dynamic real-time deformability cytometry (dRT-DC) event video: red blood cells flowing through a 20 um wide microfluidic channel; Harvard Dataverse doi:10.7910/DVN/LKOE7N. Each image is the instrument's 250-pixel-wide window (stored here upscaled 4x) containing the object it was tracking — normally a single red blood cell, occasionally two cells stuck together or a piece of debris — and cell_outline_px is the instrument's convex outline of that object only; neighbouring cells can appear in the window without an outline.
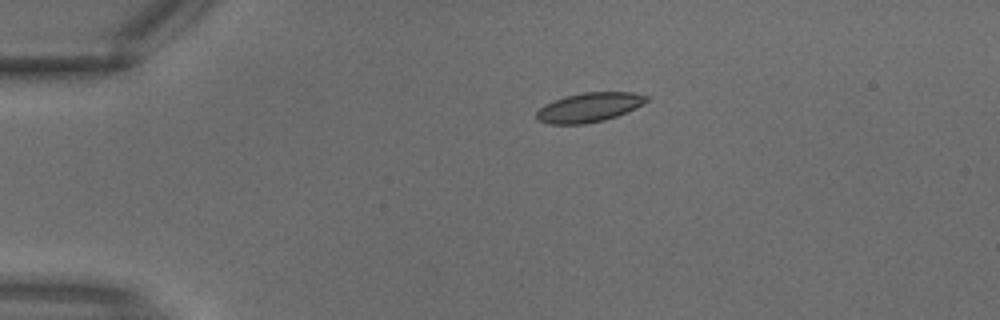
{"species": "common noctule bat (a hibernating species)", "species_latin": "Nyctalus noctula", "temperature_condition": "warm", "stored_images_in_passage": 3, "camera_frame_rate_fps": 3000, "um_per_image_px": 0.085, "animal": {"sex": "male", "body_mass_g": 18.8}, "frame": {"image": 1, "passage_image": 2, "time_ms": 0.333, "image_size_px": [1000, 320], "cell_outline_px": [[652, 96], [644, 104], [636, 108], [616, 116], [604, 120], [584, 124], [548, 124], [536, 120], [536, 112], [544, 104], [552, 100], [564, 96], [580, 92], [632, 92]], "centroid_in_image_um": [50.07, 9.11], "position_along_channel_um": 34.9, "area_um2": 19.13}}
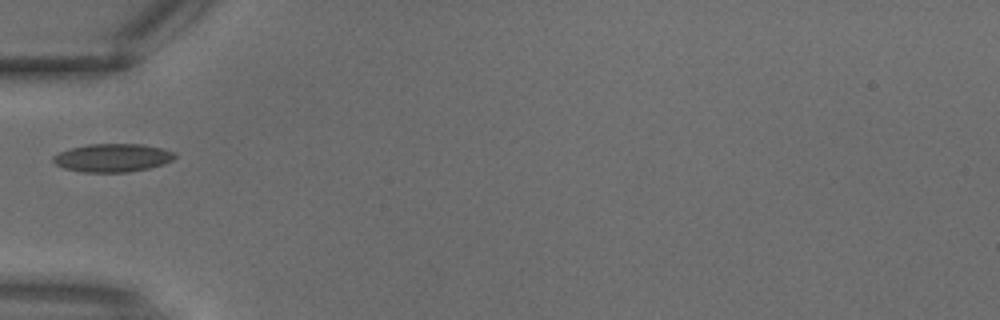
{"frame": {"image": 2, "passage_image": 3, "time_ms": 0.667, "image_size_px": [1000, 320], "cell_outline_px": [[176, 156], [172, 160], [164, 164], [148, 168], [128, 172], [84, 172], [64, 168], [56, 164], [52, 160], [52, 156], [68, 148], [88, 144], [144, 144], [164, 148], [176, 152]], "centroid_in_image_um": [9.59, 13.4], "position_along_channel_um": 75.4, "area_um2": 20.17}}